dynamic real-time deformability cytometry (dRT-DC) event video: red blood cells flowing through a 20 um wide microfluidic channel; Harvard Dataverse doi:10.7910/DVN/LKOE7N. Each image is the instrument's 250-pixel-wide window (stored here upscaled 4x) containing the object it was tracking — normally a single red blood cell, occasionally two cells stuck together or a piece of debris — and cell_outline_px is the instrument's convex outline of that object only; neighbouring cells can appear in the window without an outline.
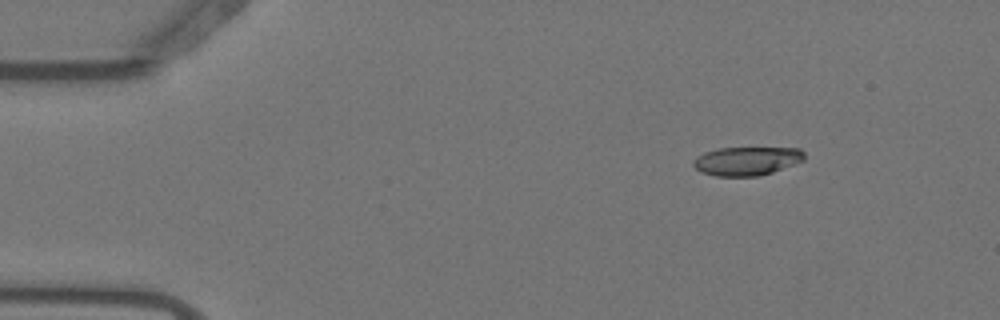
{"species": "Egyptian fruit bat (a non-hibernating species)", "species_latin": "Rousettus aegyptiacus", "temperature_condition": "warm", "stored_images_in_passage": 7, "camera_frame_rate_fps": 3000, "um_per_image_px": 0.085, "animal": {"sex": "female"}, "frame": {"image": 1, "passage_image": 2, "time_ms": 0.333, "image_size_px": [1000, 320], "cell_outline_px": [[804, 160], [772, 172], [760, 176], [716, 176], [700, 172], [692, 164], [692, 160], [696, 156], [704, 152], [720, 148], [800, 148], [804, 152]], "centroid_in_image_um": [63.44, 13.68], "position_along_channel_um": 21.6, "area_um2": 18.55}}
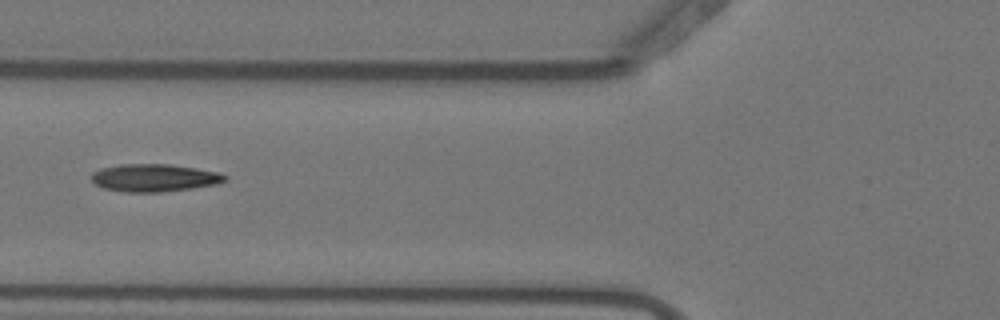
{"frame": {"image": 2, "passage_image": 6, "time_ms": 1.667, "image_size_px": [1000, 320], "cell_outline_px": [[228, 180], [220, 184], [192, 188], [160, 192], [124, 192], [104, 188], [96, 184], [92, 180], [92, 172], [100, 168], [120, 164], [168, 164], [196, 168], [220, 172], [228, 176]], "centroid_in_image_um": [13.16, 15.11], "position_along_channel_um": 112.6, "area_um2": 21.68}}
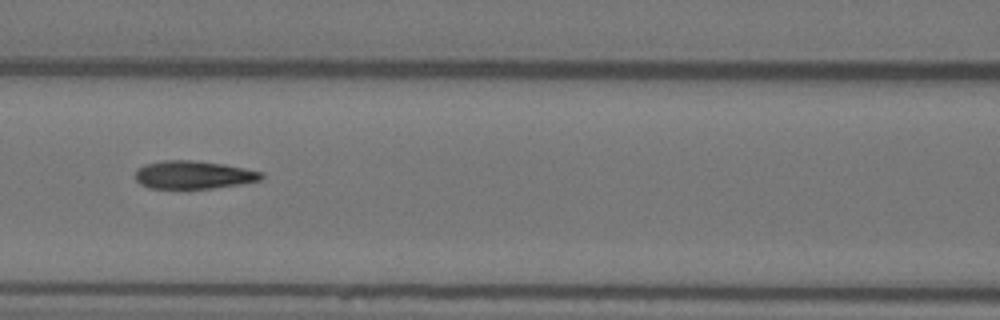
{"frame": {"image": 3, "passage_image": 7, "time_ms": 2.0, "image_size_px": [1000, 320], "cell_outline_px": [[264, 176], [260, 180], [240, 184], [212, 188], [148, 188], [140, 184], [136, 180], [136, 168], [144, 164], [164, 160], [192, 160], [224, 164], [264, 172]], "centroid_in_image_um": [16.43, 14.85], "position_along_channel_um": 150.2, "area_um2": 20.63}}